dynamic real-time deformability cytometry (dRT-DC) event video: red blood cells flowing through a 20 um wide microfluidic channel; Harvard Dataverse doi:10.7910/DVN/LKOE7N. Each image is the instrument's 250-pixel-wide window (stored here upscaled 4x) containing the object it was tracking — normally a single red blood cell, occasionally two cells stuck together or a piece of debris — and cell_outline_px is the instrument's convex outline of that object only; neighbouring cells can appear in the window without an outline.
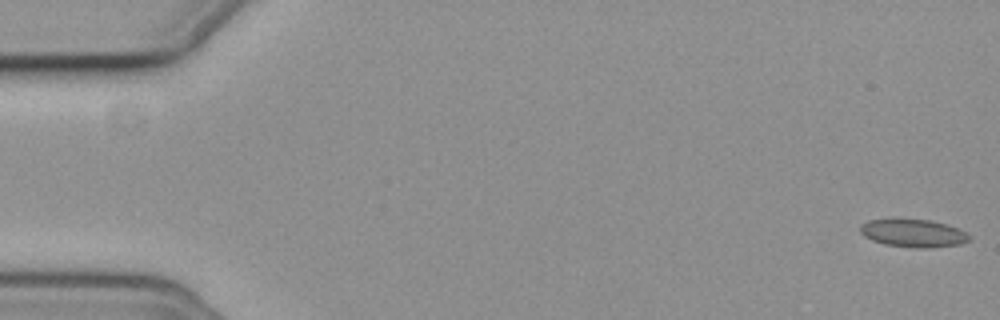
{"species": "common noctule bat (a hibernating species)", "species_latin": "Nyctalus noctula", "temperature_condition": "cold", "stored_images_in_passage": 57, "segment_of_instrument_passage": [1, 2], "camera_frame_rate_fps": 3000, "um_per_image_px": 0.085, "animal": {"sex": "female", "body_mass_g": 19.3, "forearm_length_mm": 54.1}, "frame": {"image": 1, "passage_image": 1, "time_ms": 0.0, "image_size_px": [1000, 320], "cell_outline_px": [[968, 240], [960, 244], [924, 248], [916, 248], [884, 244], [872, 240], [864, 236], [860, 232], [860, 224], [868, 220], [928, 220], [948, 224], [964, 232], [968, 236]], "centroid_in_image_um": [77.58, 19.83], "position_along_channel_um": 7.4, "area_um2": 17.28}}
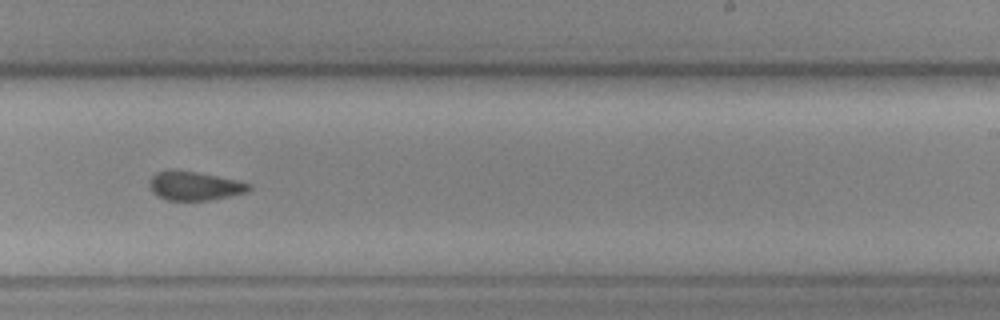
{"frame": {"image": 2, "passage_image": 35, "time_ms": 11.333, "image_size_px": [1000, 320], "cell_outline_px": [[252, 188], [248, 192], [208, 200], [168, 200], [152, 192], [148, 184], [148, 180], [156, 172], [172, 168], [196, 172], [240, 180], [252, 184]], "centroid_in_image_um": [16.53, 15.77], "position_along_channel_um": 272.5, "area_um2": 16.99}}
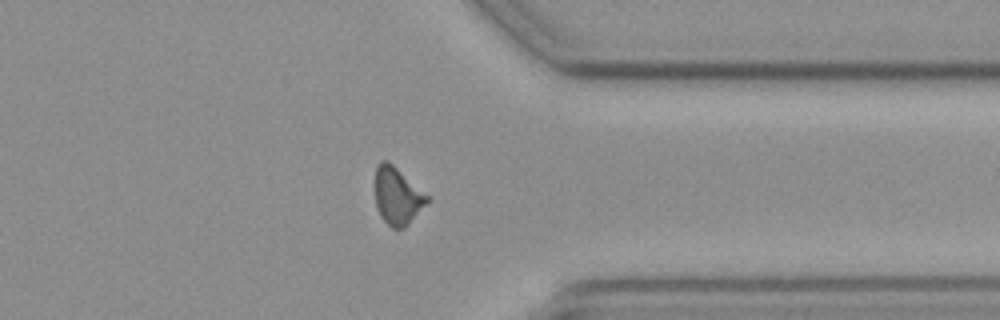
{"frame": {"image": 3, "passage_image": 44, "time_ms": 14.333, "image_size_px": [1000, 320], "cell_outline_px": [[432, 200], [404, 228], [392, 228], [380, 216], [376, 208], [376, 168], [380, 160], [388, 160], [432, 196]], "centroid_in_image_um": [33.85, 16.64], "position_along_channel_um": 377.6, "area_um2": 17.86}}